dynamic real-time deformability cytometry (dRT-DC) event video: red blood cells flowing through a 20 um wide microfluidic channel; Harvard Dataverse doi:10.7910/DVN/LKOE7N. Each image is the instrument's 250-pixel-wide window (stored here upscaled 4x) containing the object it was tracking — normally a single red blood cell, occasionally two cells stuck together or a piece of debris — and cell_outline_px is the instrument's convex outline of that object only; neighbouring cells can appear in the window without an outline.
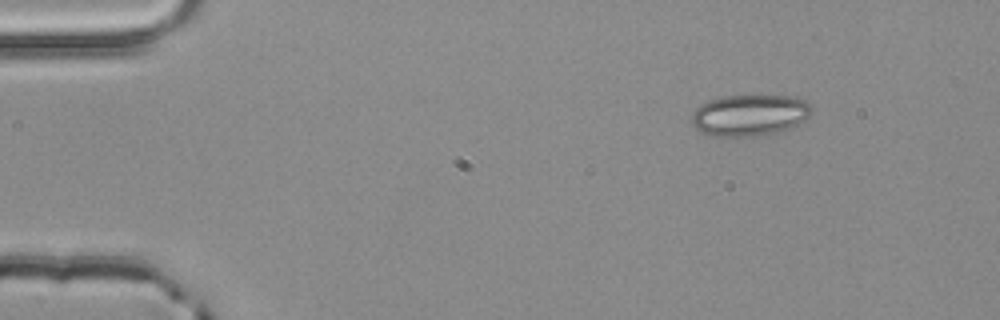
{"species": "common noctule bat (a hibernating species)", "species_latin": "Nyctalus noctula", "temperature_condition": "room temperature", "stored_images_in_passage": 4, "camera_frame_rate_fps": 3000, "um_per_image_px": 0.085, "animal": {"sex": "male", "body_mass_g": 20.4}, "frame": {"image": 1, "passage_image": 1, "time_ms": 0.0, "image_size_px": [1000, 320], "cell_outline_px": [[812, 112], [804, 120], [792, 128], [776, 132], [756, 136], [712, 136], [696, 128], [692, 124], [692, 112], [700, 104], [708, 100], [724, 96], [796, 96], [804, 100], [812, 108]], "centroid_in_image_um": [63.72, 9.78], "position_along_channel_um": 21.3, "area_um2": 28.9}}
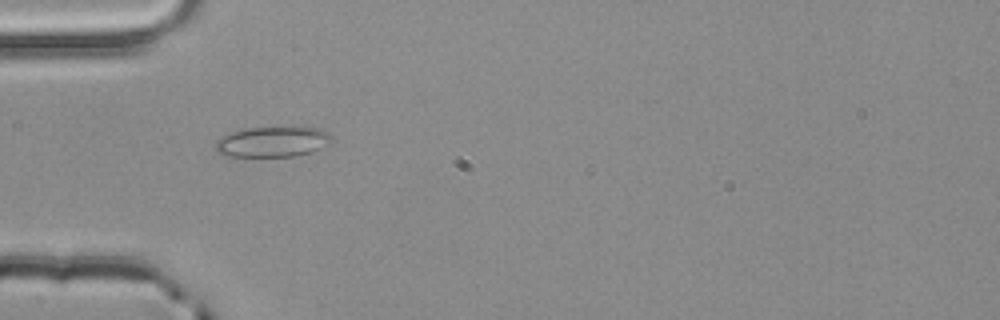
{"frame": {"image": 2, "passage_image": 3, "time_ms": 0.667, "image_size_px": [1000, 320], "cell_outline_px": [[332, 140], [320, 148], [312, 152], [296, 156], [232, 156], [216, 152], [216, 140], [232, 132], [248, 128], [288, 124], [296, 124], [320, 128], [328, 132], [332, 136]], "centroid_in_image_um": [23.25, 11.99], "position_along_channel_um": 61.7, "area_um2": 21.33}}